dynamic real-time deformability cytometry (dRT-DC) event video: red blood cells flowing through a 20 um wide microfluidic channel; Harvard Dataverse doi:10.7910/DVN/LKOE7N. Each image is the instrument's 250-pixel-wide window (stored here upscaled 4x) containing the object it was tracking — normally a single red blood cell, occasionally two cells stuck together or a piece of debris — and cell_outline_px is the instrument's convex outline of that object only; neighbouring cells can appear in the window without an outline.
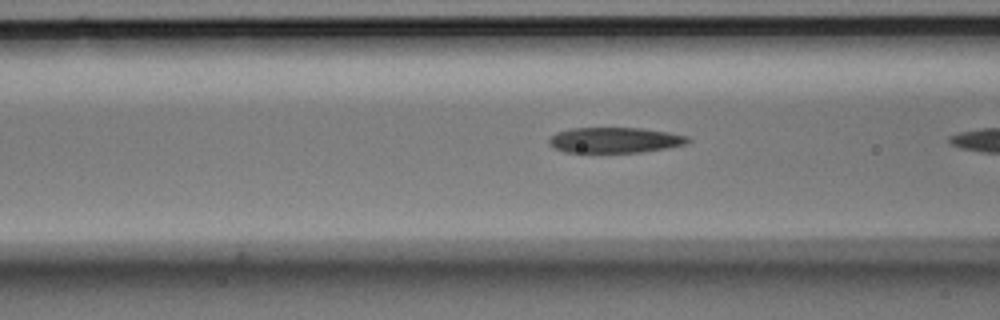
{"species": "Egyptian fruit bat (a non-hibernating species)", "species_latin": "Rousettus aegyptiacus", "temperature_condition": "room temperature", "stored_images_in_passage": 17, "camera_frame_rate_fps": 3000, "um_per_image_px": 0.085, "animal": {"sex": "male"}, "frame": {"image": 1, "passage_image": 16, "time_ms": 5.0, "image_size_px": [1000, 320], "cell_outline_px": [[692, 140], [684, 144], [668, 148], [640, 152], [564, 152], [548, 144], [548, 140], [556, 132], [572, 128], [644, 128], [668, 132], [688, 136]], "centroid_in_image_um": [52.27, 11.9], "position_along_channel_um": 114.3, "area_um2": 20.63}}